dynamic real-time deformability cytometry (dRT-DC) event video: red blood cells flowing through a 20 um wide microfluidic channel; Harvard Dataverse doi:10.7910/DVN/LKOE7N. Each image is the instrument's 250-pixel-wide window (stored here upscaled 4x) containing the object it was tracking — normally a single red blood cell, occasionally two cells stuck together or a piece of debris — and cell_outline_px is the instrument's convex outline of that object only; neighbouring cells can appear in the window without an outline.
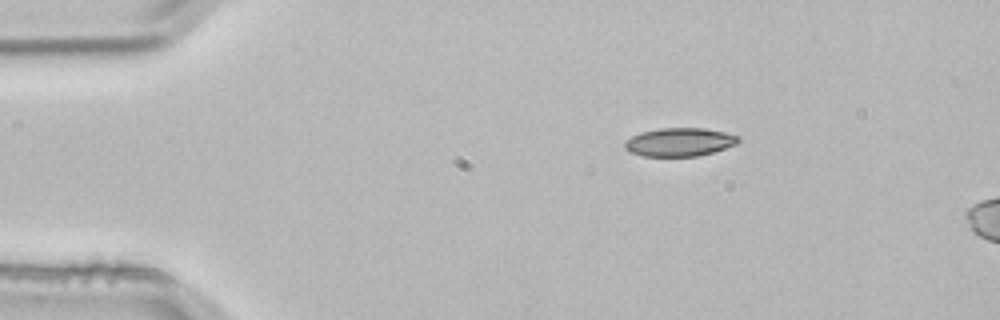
{"species": "common noctule bat (a hibernating species)", "species_latin": "Nyctalus noctula", "temperature_condition": "room temperature", "stored_images_in_passage": 2, "camera_frame_rate_fps": 3000, "um_per_image_px": 0.085, "animal": {"sex": "male", "body_mass_g": 21.5, "forearm_length_mm": 52.0}, "frame": {"image": 1, "passage_image": 1, "time_ms": 0.0, "image_size_px": [1000, 320], "cell_outline_px": [[740, 140], [736, 144], [712, 152], [696, 156], [640, 156], [628, 152], [624, 148], [624, 140], [640, 132], [660, 128], [704, 128], [724, 132], [740, 136]], "centroid_in_image_um": [57.71, 12.07], "position_along_channel_um": 27.3, "area_um2": 18.9}}